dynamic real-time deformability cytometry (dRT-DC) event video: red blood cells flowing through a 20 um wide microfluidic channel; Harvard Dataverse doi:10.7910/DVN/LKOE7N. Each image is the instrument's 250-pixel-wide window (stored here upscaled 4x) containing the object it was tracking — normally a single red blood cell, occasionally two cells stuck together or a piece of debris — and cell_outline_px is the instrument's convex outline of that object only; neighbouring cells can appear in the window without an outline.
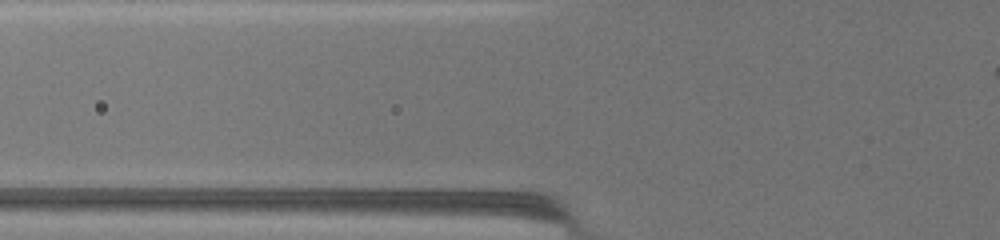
{"species": "common noctule bat (a hibernating species)", "species_latin": "Nyctalus noctula", "temperature_condition": "warm", "stored_images_in_passage": 3, "camera_frame_rate_fps": 3000, "um_per_image_px": 0.085, "animal": {"sex": "female", "body_mass_g": 19.5, "forearm_length_mm": 54.1}, "frame": {"image": 1, "passage_image": 2, "time_ms": 0.333, "image_size_px": [1000, 240], "cell_outline_px": [[472, 192], [452, 212], [388, 212], [332, 208], [324, 192]], "centroid_in_image_um": [33.78, 17.11], "position_along_channel_um": 92.0, "area_um2": 18.44}}